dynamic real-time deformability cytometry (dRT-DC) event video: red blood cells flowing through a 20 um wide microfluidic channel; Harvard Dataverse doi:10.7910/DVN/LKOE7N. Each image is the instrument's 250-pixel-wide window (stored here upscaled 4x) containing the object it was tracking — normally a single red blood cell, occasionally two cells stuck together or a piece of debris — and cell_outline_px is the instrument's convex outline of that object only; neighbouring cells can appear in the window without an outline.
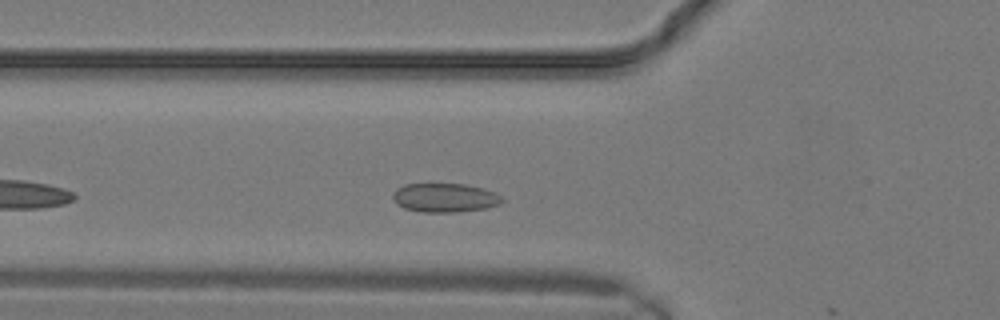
{"species": "common noctule bat (a hibernating species)", "species_latin": "Nyctalus noctula", "temperature_condition": "warm", "stored_images_in_passage": 5, "camera_frame_rate_fps": 3000, "um_per_image_px": 0.085, "animal": {"sex": "male", "body_mass_g": 19.2, "forearm_length_mm": 51.8}, "frame": {"image": 1, "passage_image": 3, "time_ms": 0.667, "image_size_px": [1000, 320], "cell_outline_px": [[504, 200], [500, 204], [484, 208], [456, 212], [424, 212], [404, 208], [396, 204], [392, 200], [392, 192], [396, 188], [404, 184], [464, 184], [480, 188], [492, 192], [500, 196]], "centroid_in_image_um": [37.73, 16.81], "position_along_channel_um": 88.1, "area_um2": 18.32}}
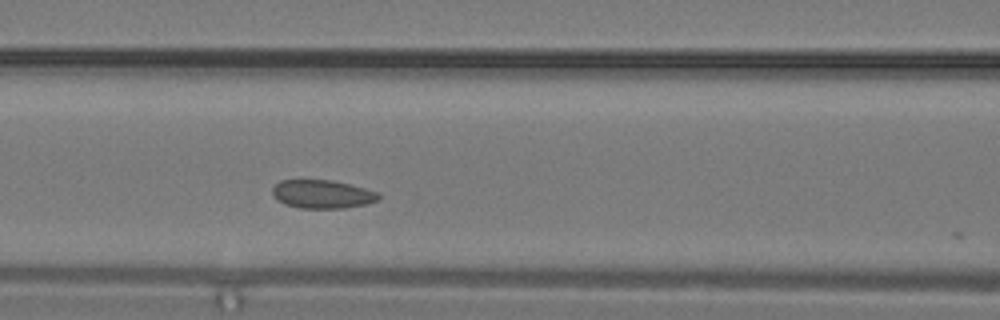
{"frame": {"image": 2, "passage_image": 5, "time_ms": 1.333, "image_size_px": [1000, 320], "cell_outline_px": [[380, 200], [368, 204], [340, 208], [300, 208], [284, 204], [276, 200], [272, 196], [272, 188], [280, 180], [332, 180], [364, 188], [376, 192], [380, 196]], "centroid_in_image_um": [27.36, 16.51], "position_along_channel_um": 139.2, "area_um2": 17.63}}